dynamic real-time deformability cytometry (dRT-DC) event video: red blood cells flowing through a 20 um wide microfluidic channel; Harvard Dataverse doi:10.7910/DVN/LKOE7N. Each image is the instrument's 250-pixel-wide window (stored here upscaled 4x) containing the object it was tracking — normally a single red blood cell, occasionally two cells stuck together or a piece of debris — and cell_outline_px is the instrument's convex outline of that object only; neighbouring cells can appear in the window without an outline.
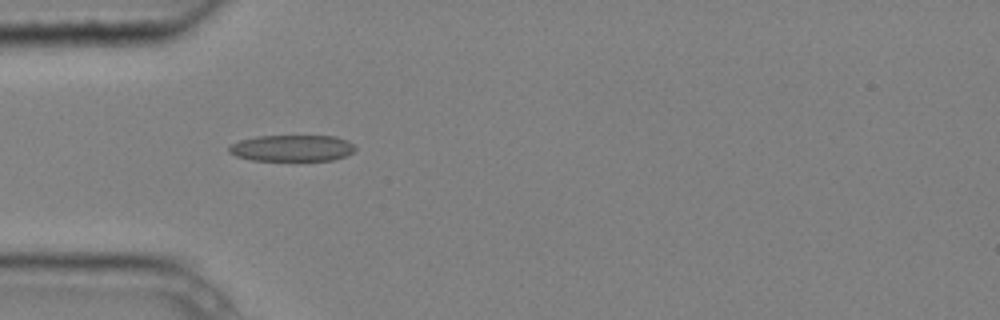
{"species": "common noctule bat (a hibernating species)", "species_latin": "Nyctalus noctula", "temperature_condition": "cold", "stored_images_in_passage": 13, "camera_frame_rate_fps": 3000, "um_per_image_px": 0.085, "animal": {"sex": "male", "body_mass_g": 20.4}, "frame": {"image": 1, "passage_image": 4, "time_ms": 1.0, "image_size_px": [1000, 320], "cell_outline_px": [[356, 148], [352, 152], [344, 156], [332, 160], [252, 160], [236, 156], [228, 152], [228, 148], [232, 144], [240, 140], [256, 136], [336, 136], [348, 140]], "centroid_in_image_um": [24.81, 12.58], "position_along_channel_um": 60.2, "area_um2": 19.31}}
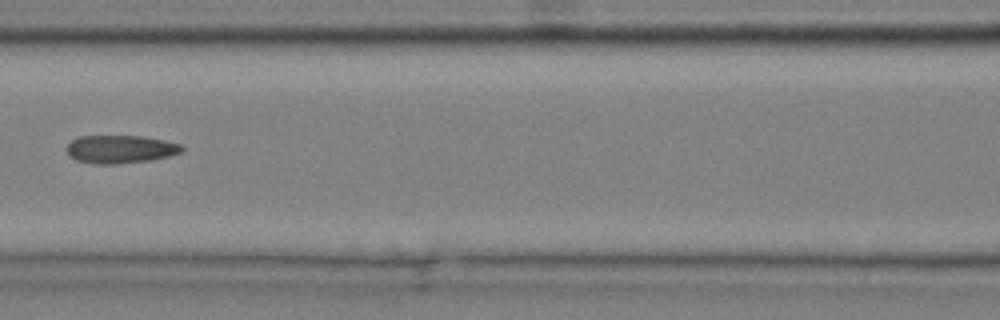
{"frame": {"image": 2, "passage_image": 6, "time_ms": 1.667, "image_size_px": [1000, 320], "cell_outline_px": [[184, 148], [180, 152], [168, 156], [152, 160], [116, 164], [92, 164], [76, 160], [68, 156], [64, 148], [72, 140], [80, 136], [140, 136], [164, 140], [180, 144]], "centroid_in_image_um": [10.17, 12.69], "position_along_channel_um": 156.4, "area_um2": 18.96}}
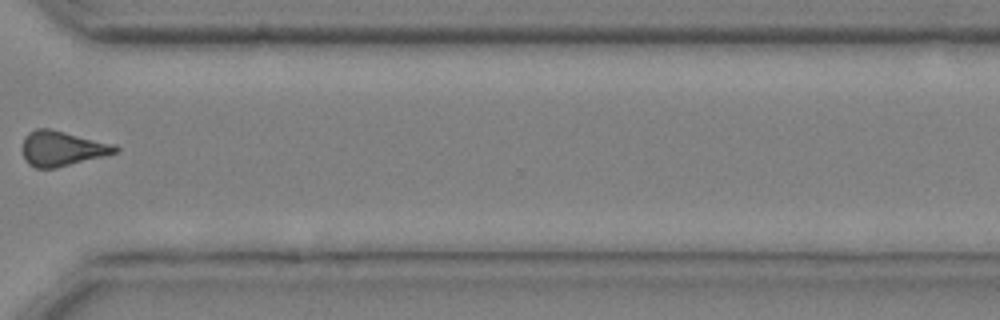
{"frame": {"image": 3, "passage_image": 11, "time_ms": 3.333, "image_size_px": [1000, 320], "cell_outline_px": [[120, 152], [56, 168], [36, 168], [28, 164], [24, 160], [20, 148], [24, 136], [28, 132], [36, 128], [52, 128], [116, 144], [120, 148]], "centroid_in_image_um": [5.26, 12.6], "position_along_channel_um": 365.3, "area_um2": 19.59}}